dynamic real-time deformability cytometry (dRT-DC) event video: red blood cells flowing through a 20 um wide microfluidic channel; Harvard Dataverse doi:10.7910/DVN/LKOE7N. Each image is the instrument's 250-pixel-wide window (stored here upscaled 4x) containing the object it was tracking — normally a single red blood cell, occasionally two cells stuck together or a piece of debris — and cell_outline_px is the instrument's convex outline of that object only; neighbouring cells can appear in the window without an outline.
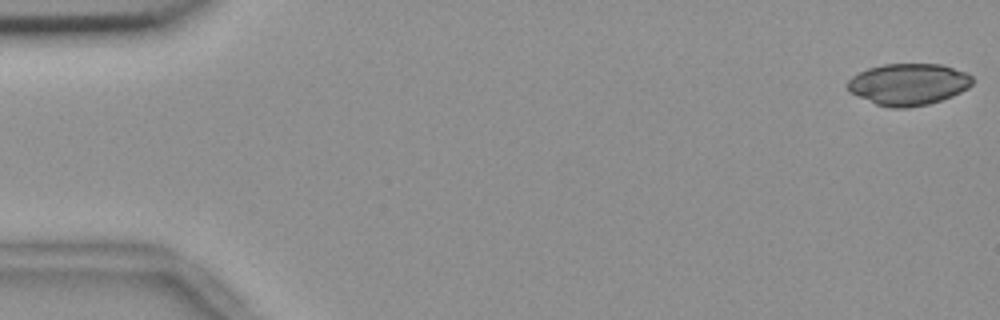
{"species": "common noctule bat (a hibernating species)", "species_latin": "Nyctalus noctula", "temperature_condition": "room temperature", "stored_images_in_passage": 51, "camera_frame_rate_fps": 3000, "um_per_image_px": 0.085, "animal": {"sex": "female", "body_mass_g": 18.4}, "frame": {"image": 1, "passage_image": 1, "time_ms": 0.0, "image_size_px": [1000, 320], "cell_outline_px": [[972, 84], [968, 88], [952, 96], [928, 104], [908, 108], [892, 108], [876, 104], [856, 96], [848, 92], [844, 84], [852, 76], [868, 68], [884, 64], [940, 64], [968, 72], [972, 76]], "centroid_in_image_um": [77.18, 7.16], "position_along_channel_um": 7.8, "area_um2": 30.58}}
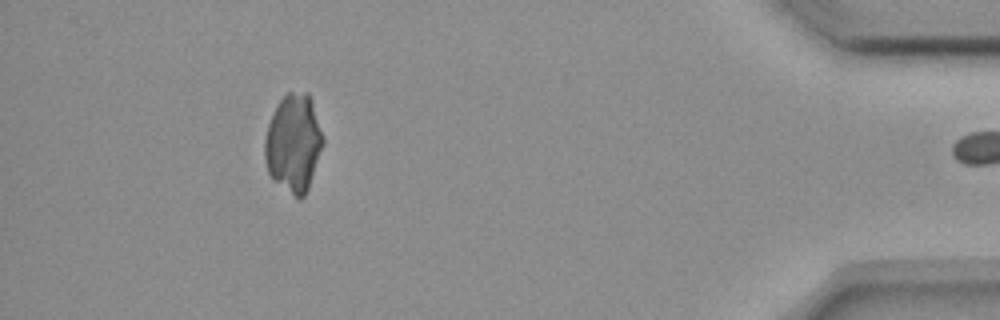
{"frame": {"image": 2, "passage_image": 50, "time_ms": 16.333, "image_size_px": [1000, 320], "cell_outline_px": [[324, 144], [308, 188], [304, 196], [300, 200], [272, 180], [268, 172], [264, 160], [264, 140], [268, 124], [272, 112], [280, 100], [288, 92], [308, 92], [312, 100], [324, 136]], "centroid_in_image_um": [24.95, 12.16], "position_along_channel_um": 410.3, "area_um2": 33.58}}